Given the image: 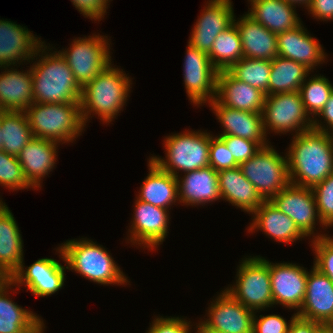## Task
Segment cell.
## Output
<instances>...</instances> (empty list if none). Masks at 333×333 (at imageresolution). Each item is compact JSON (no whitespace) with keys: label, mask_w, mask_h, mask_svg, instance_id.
<instances>
[{"label":"cell","mask_w":333,"mask_h":333,"mask_svg":"<svg viewBox=\"0 0 333 333\" xmlns=\"http://www.w3.org/2000/svg\"><path fill=\"white\" fill-rule=\"evenodd\" d=\"M131 84L130 77L111 64L86 84L81 90L80 98L84 126L91 113L98 114L103 123H110L123 109L131 91Z\"/></svg>","instance_id":"3957f363"},{"label":"cell","mask_w":333,"mask_h":333,"mask_svg":"<svg viewBox=\"0 0 333 333\" xmlns=\"http://www.w3.org/2000/svg\"><path fill=\"white\" fill-rule=\"evenodd\" d=\"M107 36L75 38L69 48L58 51L70 67L77 84L83 88L112 62Z\"/></svg>","instance_id":"9c48e42d"},{"label":"cell","mask_w":333,"mask_h":333,"mask_svg":"<svg viewBox=\"0 0 333 333\" xmlns=\"http://www.w3.org/2000/svg\"><path fill=\"white\" fill-rule=\"evenodd\" d=\"M285 1L294 6H296V4H299L305 6L306 8L310 2V0H285Z\"/></svg>","instance_id":"f907efd6"},{"label":"cell","mask_w":333,"mask_h":333,"mask_svg":"<svg viewBox=\"0 0 333 333\" xmlns=\"http://www.w3.org/2000/svg\"><path fill=\"white\" fill-rule=\"evenodd\" d=\"M287 151L290 183L313 188L333 173V139L315 129L292 136Z\"/></svg>","instance_id":"6da1fadb"},{"label":"cell","mask_w":333,"mask_h":333,"mask_svg":"<svg viewBox=\"0 0 333 333\" xmlns=\"http://www.w3.org/2000/svg\"><path fill=\"white\" fill-rule=\"evenodd\" d=\"M226 144L235 161L240 165L249 160L262 147L253 140L240 138L234 135L219 136Z\"/></svg>","instance_id":"b9f144b4"},{"label":"cell","mask_w":333,"mask_h":333,"mask_svg":"<svg viewBox=\"0 0 333 333\" xmlns=\"http://www.w3.org/2000/svg\"><path fill=\"white\" fill-rule=\"evenodd\" d=\"M206 4L188 43L209 54L216 37L233 24L235 16L231 0H209Z\"/></svg>","instance_id":"e0dca14e"},{"label":"cell","mask_w":333,"mask_h":333,"mask_svg":"<svg viewBox=\"0 0 333 333\" xmlns=\"http://www.w3.org/2000/svg\"><path fill=\"white\" fill-rule=\"evenodd\" d=\"M134 218L129 226L130 240L132 245L144 246L143 248H158L168 233L169 210L160 208L149 203L135 200Z\"/></svg>","instance_id":"2e32d148"},{"label":"cell","mask_w":333,"mask_h":333,"mask_svg":"<svg viewBox=\"0 0 333 333\" xmlns=\"http://www.w3.org/2000/svg\"><path fill=\"white\" fill-rule=\"evenodd\" d=\"M2 110L0 109V149H2V131H1Z\"/></svg>","instance_id":"db71d44e"},{"label":"cell","mask_w":333,"mask_h":333,"mask_svg":"<svg viewBox=\"0 0 333 333\" xmlns=\"http://www.w3.org/2000/svg\"><path fill=\"white\" fill-rule=\"evenodd\" d=\"M209 105L224 129L218 136L234 135L256 141L261 147L268 145L262 113L230 108L221 105L216 99L209 102Z\"/></svg>","instance_id":"ffe728a7"},{"label":"cell","mask_w":333,"mask_h":333,"mask_svg":"<svg viewBox=\"0 0 333 333\" xmlns=\"http://www.w3.org/2000/svg\"><path fill=\"white\" fill-rule=\"evenodd\" d=\"M269 272L274 305L298 312L306 295L308 271L292 263L269 262Z\"/></svg>","instance_id":"9a60e30c"},{"label":"cell","mask_w":333,"mask_h":333,"mask_svg":"<svg viewBox=\"0 0 333 333\" xmlns=\"http://www.w3.org/2000/svg\"><path fill=\"white\" fill-rule=\"evenodd\" d=\"M0 186L10 190L34 189L23 174V169L16 156L0 149Z\"/></svg>","instance_id":"74e56055"},{"label":"cell","mask_w":333,"mask_h":333,"mask_svg":"<svg viewBox=\"0 0 333 333\" xmlns=\"http://www.w3.org/2000/svg\"><path fill=\"white\" fill-rule=\"evenodd\" d=\"M209 166L216 172L239 167L225 142L219 137L211 135L209 148Z\"/></svg>","instance_id":"60d3db41"},{"label":"cell","mask_w":333,"mask_h":333,"mask_svg":"<svg viewBox=\"0 0 333 333\" xmlns=\"http://www.w3.org/2000/svg\"><path fill=\"white\" fill-rule=\"evenodd\" d=\"M23 246L16 220L4 203L0 207V268L10 277L23 263Z\"/></svg>","instance_id":"1f68e13d"},{"label":"cell","mask_w":333,"mask_h":333,"mask_svg":"<svg viewBox=\"0 0 333 333\" xmlns=\"http://www.w3.org/2000/svg\"><path fill=\"white\" fill-rule=\"evenodd\" d=\"M207 319L196 329H211L222 333H252L254 311L243 306L225 289L208 307Z\"/></svg>","instance_id":"7c38bea8"},{"label":"cell","mask_w":333,"mask_h":333,"mask_svg":"<svg viewBox=\"0 0 333 333\" xmlns=\"http://www.w3.org/2000/svg\"><path fill=\"white\" fill-rule=\"evenodd\" d=\"M44 41L33 35L25 26L0 19V67L35 60L37 49ZM20 62V63H19Z\"/></svg>","instance_id":"d6986e66"},{"label":"cell","mask_w":333,"mask_h":333,"mask_svg":"<svg viewBox=\"0 0 333 333\" xmlns=\"http://www.w3.org/2000/svg\"><path fill=\"white\" fill-rule=\"evenodd\" d=\"M218 182L221 199L249 214L257 210L264 201L240 167L219 171Z\"/></svg>","instance_id":"83f0119b"},{"label":"cell","mask_w":333,"mask_h":333,"mask_svg":"<svg viewBox=\"0 0 333 333\" xmlns=\"http://www.w3.org/2000/svg\"><path fill=\"white\" fill-rule=\"evenodd\" d=\"M149 174L144 179L138 200L170 210L179 201L177 177L163 171L154 161L148 160ZM177 200V201H176Z\"/></svg>","instance_id":"f1b7e54d"},{"label":"cell","mask_w":333,"mask_h":333,"mask_svg":"<svg viewBox=\"0 0 333 333\" xmlns=\"http://www.w3.org/2000/svg\"><path fill=\"white\" fill-rule=\"evenodd\" d=\"M256 311L253 317L252 333H287L290 328L291 321L297 316L296 313L287 323L285 318L277 314L256 316ZM257 317V318H256Z\"/></svg>","instance_id":"7bdbcfd3"},{"label":"cell","mask_w":333,"mask_h":333,"mask_svg":"<svg viewBox=\"0 0 333 333\" xmlns=\"http://www.w3.org/2000/svg\"><path fill=\"white\" fill-rule=\"evenodd\" d=\"M277 42L278 56L301 63L310 71L325 63L327 55L322 45L309 35L302 22L294 29L277 34Z\"/></svg>","instance_id":"44dd1931"},{"label":"cell","mask_w":333,"mask_h":333,"mask_svg":"<svg viewBox=\"0 0 333 333\" xmlns=\"http://www.w3.org/2000/svg\"><path fill=\"white\" fill-rule=\"evenodd\" d=\"M71 2L86 18L101 21L107 13L106 9H108L107 5L110 0H71Z\"/></svg>","instance_id":"f6af8a7d"},{"label":"cell","mask_w":333,"mask_h":333,"mask_svg":"<svg viewBox=\"0 0 333 333\" xmlns=\"http://www.w3.org/2000/svg\"><path fill=\"white\" fill-rule=\"evenodd\" d=\"M21 263L11 275L13 286L24 285L35 297H45L62 289L65 281V267L54 258H41L25 268ZM26 270H25V269Z\"/></svg>","instance_id":"5bb4252c"},{"label":"cell","mask_w":333,"mask_h":333,"mask_svg":"<svg viewBox=\"0 0 333 333\" xmlns=\"http://www.w3.org/2000/svg\"><path fill=\"white\" fill-rule=\"evenodd\" d=\"M11 281V277L0 268V290Z\"/></svg>","instance_id":"681fc988"},{"label":"cell","mask_w":333,"mask_h":333,"mask_svg":"<svg viewBox=\"0 0 333 333\" xmlns=\"http://www.w3.org/2000/svg\"><path fill=\"white\" fill-rule=\"evenodd\" d=\"M236 276V284L225 290L243 306L259 312L274 305L268 260L260 256L245 257Z\"/></svg>","instance_id":"52a82bcc"},{"label":"cell","mask_w":333,"mask_h":333,"mask_svg":"<svg viewBox=\"0 0 333 333\" xmlns=\"http://www.w3.org/2000/svg\"><path fill=\"white\" fill-rule=\"evenodd\" d=\"M59 143L41 138H33L17 156L23 174L33 188H41V181L55 166Z\"/></svg>","instance_id":"603a6c76"},{"label":"cell","mask_w":333,"mask_h":333,"mask_svg":"<svg viewBox=\"0 0 333 333\" xmlns=\"http://www.w3.org/2000/svg\"><path fill=\"white\" fill-rule=\"evenodd\" d=\"M265 94L234 78L227 70L218 71L216 100L237 110L262 113Z\"/></svg>","instance_id":"7402d4cb"},{"label":"cell","mask_w":333,"mask_h":333,"mask_svg":"<svg viewBox=\"0 0 333 333\" xmlns=\"http://www.w3.org/2000/svg\"><path fill=\"white\" fill-rule=\"evenodd\" d=\"M306 9L315 19L333 20V0H310Z\"/></svg>","instance_id":"bcb514c9"},{"label":"cell","mask_w":333,"mask_h":333,"mask_svg":"<svg viewBox=\"0 0 333 333\" xmlns=\"http://www.w3.org/2000/svg\"><path fill=\"white\" fill-rule=\"evenodd\" d=\"M3 204H4L3 201L0 199V207H1Z\"/></svg>","instance_id":"11a10c76"},{"label":"cell","mask_w":333,"mask_h":333,"mask_svg":"<svg viewBox=\"0 0 333 333\" xmlns=\"http://www.w3.org/2000/svg\"><path fill=\"white\" fill-rule=\"evenodd\" d=\"M310 117L299 91L265 96L262 119L266 135L268 129L275 134L295 132L294 135H299L312 129L313 118Z\"/></svg>","instance_id":"30bf717a"},{"label":"cell","mask_w":333,"mask_h":333,"mask_svg":"<svg viewBox=\"0 0 333 333\" xmlns=\"http://www.w3.org/2000/svg\"><path fill=\"white\" fill-rule=\"evenodd\" d=\"M57 252L68 270H74L90 281L101 285L128 283L108 251L90 239L67 240L58 247Z\"/></svg>","instance_id":"277c9868"},{"label":"cell","mask_w":333,"mask_h":333,"mask_svg":"<svg viewBox=\"0 0 333 333\" xmlns=\"http://www.w3.org/2000/svg\"><path fill=\"white\" fill-rule=\"evenodd\" d=\"M34 138L73 142L84 130L80 103H35L25 111Z\"/></svg>","instance_id":"5b68a950"},{"label":"cell","mask_w":333,"mask_h":333,"mask_svg":"<svg viewBox=\"0 0 333 333\" xmlns=\"http://www.w3.org/2000/svg\"><path fill=\"white\" fill-rule=\"evenodd\" d=\"M310 72L301 63L277 56L271 61L268 95L299 91Z\"/></svg>","instance_id":"d6a6232c"},{"label":"cell","mask_w":333,"mask_h":333,"mask_svg":"<svg viewBox=\"0 0 333 333\" xmlns=\"http://www.w3.org/2000/svg\"><path fill=\"white\" fill-rule=\"evenodd\" d=\"M1 68L5 71L0 73V109L24 112L34 102L31 70Z\"/></svg>","instance_id":"4316f807"},{"label":"cell","mask_w":333,"mask_h":333,"mask_svg":"<svg viewBox=\"0 0 333 333\" xmlns=\"http://www.w3.org/2000/svg\"><path fill=\"white\" fill-rule=\"evenodd\" d=\"M323 324L296 316L290 324V333H316Z\"/></svg>","instance_id":"c3c4849f"},{"label":"cell","mask_w":333,"mask_h":333,"mask_svg":"<svg viewBox=\"0 0 333 333\" xmlns=\"http://www.w3.org/2000/svg\"><path fill=\"white\" fill-rule=\"evenodd\" d=\"M178 180L179 203L196 206L221 199L218 172L212 167L196 169Z\"/></svg>","instance_id":"d4e9b609"},{"label":"cell","mask_w":333,"mask_h":333,"mask_svg":"<svg viewBox=\"0 0 333 333\" xmlns=\"http://www.w3.org/2000/svg\"><path fill=\"white\" fill-rule=\"evenodd\" d=\"M270 201L289 216L307 237L315 234L316 221L322 228H327L319 218L312 188L289 183Z\"/></svg>","instance_id":"4fadbf2b"},{"label":"cell","mask_w":333,"mask_h":333,"mask_svg":"<svg viewBox=\"0 0 333 333\" xmlns=\"http://www.w3.org/2000/svg\"><path fill=\"white\" fill-rule=\"evenodd\" d=\"M317 116L319 118L321 116L322 119L324 118L323 120L326 122L327 127L325 124L322 125L317 118H314L312 128L331 134L333 132V92L330 94L328 101Z\"/></svg>","instance_id":"7dc6e473"},{"label":"cell","mask_w":333,"mask_h":333,"mask_svg":"<svg viewBox=\"0 0 333 333\" xmlns=\"http://www.w3.org/2000/svg\"><path fill=\"white\" fill-rule=\"evenodd\" d=\"M313 193L319 218L326 227L333 226V173L315 185Z\"/></svg>","instance_id":"ab89813d"},{"label":"cell","mask_w":333,"mask_h":333,"mask_svg":"<svg viewBox=\"0 0 333 333\" xmlns=\"http://www.w3.org/2000/svg\"><path fill=\"white\" fill-rule=\"evenodd\" d=\"M316 333H333V325H323Z\"/></svg>","instance_id":"816d5d0a"},{"label":"cell","mask_w":333,"mask_h":333,"mask_svg":"<svg viewBox=\"0 0 333 333\" xmlns=\"http://www.w3.org/2000/svg\"><path fill=\"white\" fill-rule=\"evenodd\" d=\"M164 140L166 159L150 157L163 171L178 177L179 171L187 173L209 167L210 133L185 130Z\"/></svg>","instance_id":"8992f818"},{"label":"cell","mask_w":333,"mask_h":333,"mask_svg":"<svg viewBox=\"0 0 333 333\" xmlns=\"http://www.w3.org/2000/svg\"><path fill=\"white\" fill-rule=\"evenodd\" d=\"M314 237V238H313ZM312 237V248L315 251L314 267L321 273L327 275L333 282V236L315 234Z\"/></svg>","instance_id":"f35d334b"},{"label":"cell","mask_w":333,"mask_h":333,"mask_svg":"<svg viewBox=\"0 0 333 333\" xmlns=\"http://www.w3.org/2000/svg\"><path fill=\"white\" fill-rule=\"evenodd\" d=\"M11 286L13 283L10 281L0 290V333H44L43 320L9 298Z\"/></svg>","instance_id":"4dcf8cb0"},{"label":"cell","mask_w":333,"mask_h":333,"mask_svg":"<svg viewBox=\"0 0 333 333\" xmlns=\"http://www.w3.org/2000/svg\"><path fill=\"white\" fill-rule=\"evenodd\" d=\"M45 50L49 51L46 44H42L35 54L41 56L40 59L30 66L34 102L80 103L82 88L65 59L58 51L49 54Z\"/></svg>","instance_id":"7a4b0ae2"},{"label":"cell","mask_w":333,"mask_h":333,"mask_svg":"<svg viewBox=\"0 0 333 333\" xmlns=\"http://www.w3.org/2000/svg\"><path fill=\"white\" fill-rule=\"evenodd\" d=\"M332 92V84L323 75L316 76L315 74L311 79L310 77L305 79L299 89V93L309 116H313L312 118L314 119L319 114Z\"/></svg>","instance_id":"8d00e7d4"},{"label":"cell","mask_w":333,"mask_h":333,"mask_svg":"<svg viewBox=\"0 0 333 333\" xmlns=\"http://www.w3.org/2000/svg\"><path fill=\"white\" fill-rule=\"evenodd\" d=\"M233 23L236 25L242 43L244 58L272 61L278 56L277 34L254 20L250 15H243Z\"/></svg>","instance_id":"484cf974"},{"label":"cell","mask_w":333,"mask_h":333,"mask_svg":"<svg viewBox=\"0 0 333 333\" xmlns=\"http://www.w3.org/2000/svg\"><path fill=\"white\" fill-rule=\"evenodd\" d=\"M1 131L2 150L16 157L34 138L25 112L2 110Z\"/></svg>","instance_id":"836d02e7"},{"label":"cell","mask_w":333,"mask_h":333,"mask_svg":"<svg viewBox=\"0 0 333 333\" xmlns=\"http://www.w3.org/2000/svg\"><path fill=\"white\" fill-rule=\"evenodd\" d=\"M190 321L179 317H156L146 333H191Z\"/></svg>","instance_id":"ee69618b"},{"label":"cell","mask_w":333,"mask_h":333,"mask_svg":"<svg viewBox=\"0 0 333 333\" xmlns=\"http://www.w3.org/2000/svg\"><path fill=\"white\" fill-rule=\"evenodd\" d=\"M227 71L237 80L257 88L268 96L271 61L243 57Z\"/></svg>","instance_id":"d590c367"},{"label":"cell","mask_w":333,"mask_h":333,"mask_svg":"<svg viewBox=\"0 0 333 333\" xmlns=\"http://www.w3.org/2000/svg\"><path fill=\"white\" fill-rule=\"evenodd\" d=\"M250 5L247 14L272 33L286 32L301 23L296 6L285 0H252Z\"/></svg>","instance_id":"f546056e"},{"label":"cell","mask_w":333,"mask_h":333,"mask_svg":"<svg viewBox=\"0 0 333 333\" xmlns=\"http://www.w3.org/2000/svg\"><path fill=\"white\" fill-rule=\"evenodd\" d=\"M296 315L323 325H333V282L314 266L308 272L305 299Z\"/></svg>","instance_id":"ac0fdd59"},{"label":"cell","mask_w":333,"mask_h":333,"mask_svg":"<svg viewBox=\"0 0 333 333\" xmlns=\"http://www.w3.org/2000/svg\"><path fill=\"white\" fill-rule=\"evenodd\" d=\"M184 85L189 100L198 107L216 98L218 70L209 55L188 43L184 60Z\"/></svg>","instance_id":"8fae6325"},{"label":"cell","mask_w":333,"mask_h":333,"mask_svg":"<svg viewBox=\"0 0 333 333\" xmlns=\"http://www.w3.org/2000/svg\"><path fill=\"white\" fill-rule=\"evenodd\" d=\"M252 215L253 222L250 223L248 232H254L253 230L258 229L271 239L286 244L307 237L296 223L270 200H264Z\"/></svg>","instance_id":"cb8c5ba5"},{"label":"cell","mask_w":333,"mask_h":333,"mask_svg":"<svg viewBox=\"0 0 333 333\" xmlns=\"http://www.w3.org/2000/svg\"><path fill=\"white\" fill-rule=\"evenodd\" d=\"M239 167L263 200H271L290 183L287 154L281 156L269 144Z\"/></svg>","instance_id":"ba28073f"},{"label":"cell","mask_w":333,"mask_h":333,"mask_svg":"<svg viewBox=\"0 0 333 333\" xmlns=\"http://www.w3.org/2000/svg\"><path fill=\"white\" fill-rule=\"evenodd\" d=\"M196 333H222L211 329H197Z\"/></svg>","instance_id":"f5cc1de1"},{"label":"cell","mask_w":333,"mask_h":333,"mask_svg":"<svg viewBox=\"0 0 333 333\" xmlns=\"http://www.w3.org/2000/svg\"><path fill=\"white\" fill-rule=\"evenodd\" d=\"M208 55L218 71L228 70L244 57L240 34L234 23L216 37Z\"/></svg>","instance_id":"e575fe53"}]
</instances>
